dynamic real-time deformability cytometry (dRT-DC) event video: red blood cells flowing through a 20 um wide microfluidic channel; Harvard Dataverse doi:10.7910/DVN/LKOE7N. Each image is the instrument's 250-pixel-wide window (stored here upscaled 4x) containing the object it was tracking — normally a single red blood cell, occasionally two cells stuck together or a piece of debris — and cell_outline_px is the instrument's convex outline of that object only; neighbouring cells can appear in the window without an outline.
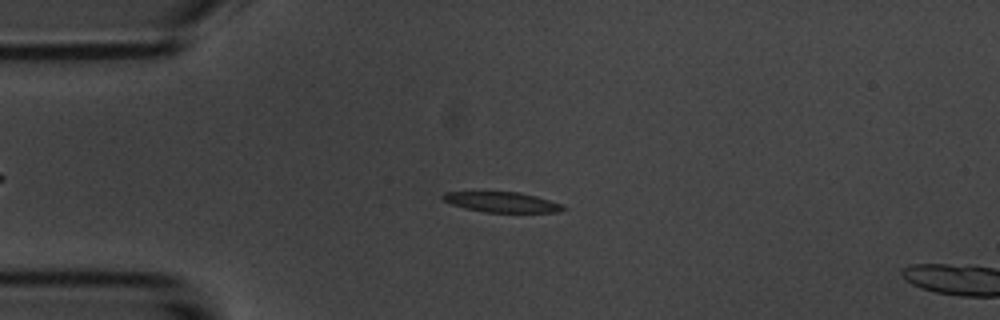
{"species": "common noctule bat (a hibernating species)", "species_latin": "Nyctalus noctula", "temperature_condition": "room temperature", "stored_images_in_passage": 5, "camera_frame_rate_fps": 3000, "um_per_image_px": 0.085, "animal": {"sex": "male", "body_mass_g": 20.1, "forearm_length_mm": 53.5}, "frame": {"image": 1, "passage_image": 4, "time_ms": 4.667, "image_size_px": [1000, 320], "cell_outline_px": [[568, 208], [560, 212], [484, 212], [464, 208], [440, 200], [440, 196], [444, 192], [520, 192], [536, 196], [560, 204]], "centroid_in_image_um": [42.62, 17.18], "position_along_channel_um": 42.4, "area_um2": 14.22}}